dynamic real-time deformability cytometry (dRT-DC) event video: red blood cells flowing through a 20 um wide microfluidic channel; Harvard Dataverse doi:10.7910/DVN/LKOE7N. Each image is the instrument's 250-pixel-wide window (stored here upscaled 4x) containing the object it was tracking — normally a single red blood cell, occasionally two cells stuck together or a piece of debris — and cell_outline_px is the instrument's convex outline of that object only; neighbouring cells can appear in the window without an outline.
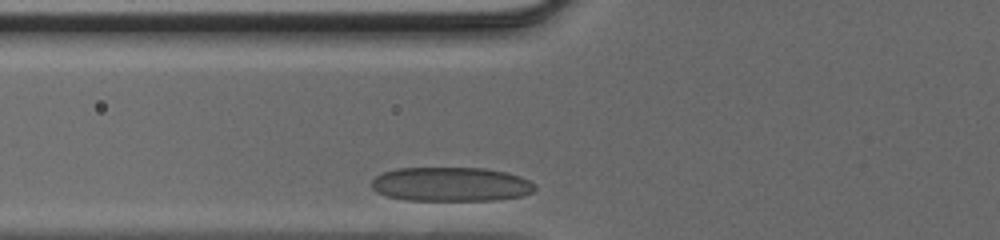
{"species": "human", "species_latin": "Homo sapiens", "temperature_condition": "cold", "stored_images_in_passage": 23, "camera_frame_rate_fps": 3000, "um_per_image_px": 0.085, "donor": {"sex": "male"}, "frame": {"image": 1, "passage_image": 2, "time_ms": 0.333, "image_size_px": [1000, 240], "cell_outline_px": [[536, 188], [532, 192], [520, 196], [496, 200], [408, 200], [388, 196], [376, 192], [372, 188], [372, 180], [376, 176], [384, 172], [396, 168], [484, 168], [508, 172], [520, 176], [536, 184]], "centroid_in_image_um": [38.35, 15.66], "position_along_channel_um": 87.5, "area_um2": 32.6}}
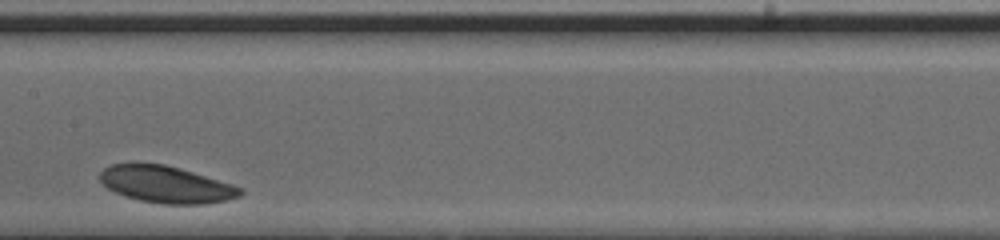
{"frame": {"image": 2, "passage_image": 10, "time_ms": 3.0, "image_size_px": [1000, 240], "cell_outline_px": [[244, 192], [240, 196], [228, 200], [204, 204], [160, 204], [140, 200], [124, 196], [108, 188], [100, 180], [100, 172], [104, 168], [112, 164], [132, 160], [136, 160], [164, 164], [180, 168], [232, 184], [244, 188]], "centroid_in_image_um": [14.09, 15.64], "position_along_channel_um": 193.3, "area_um2": 30.81}}
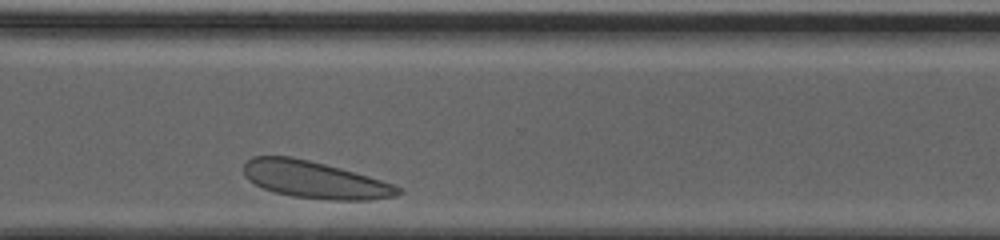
{"frame": {"image": 3, "passage_image": 21, "time_ms": 6.667, "image_size_px": [1000, 240], "cell_outline_px": [[404, 192], [396, 196], [368, 200], [328, 200], [292, 196], [276, 192], [264, 188], [248, 180], [244, 176], [244, 164], [252, 156], [292, 156], [340, 168], [368, 176], [392, 184], [400, 188]], "centroid_in_image_um": [26.74, 15.28], "position_along_channel_um": 343.9, "area_um2": 33.12}}